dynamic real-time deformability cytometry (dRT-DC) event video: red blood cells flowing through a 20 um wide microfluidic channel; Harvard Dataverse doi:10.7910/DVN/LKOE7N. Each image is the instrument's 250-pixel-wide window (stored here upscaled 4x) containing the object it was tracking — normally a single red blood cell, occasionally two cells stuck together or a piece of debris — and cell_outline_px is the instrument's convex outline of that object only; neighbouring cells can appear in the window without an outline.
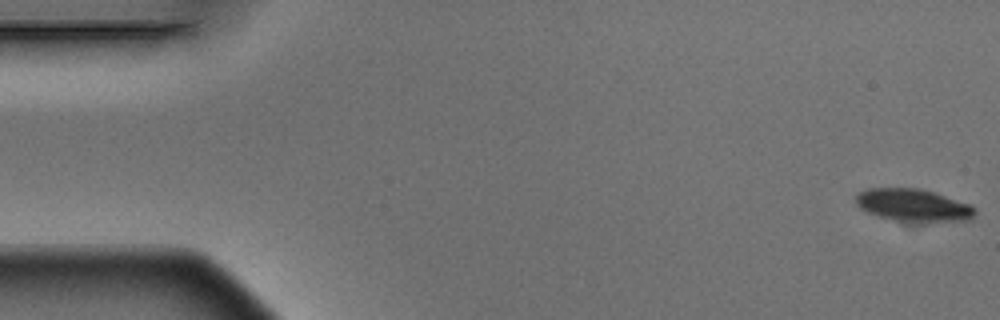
{"species": "Egyptian fruit bat (a non-hibernating species)", "species_latin": "Rousettus aegyptiacus", "temperature_condition": "warm", "stored_images_in_passage": 6, "camera_frame_rate_fps": 3000, "um_per_image_px": 0.085, "animal": {"sex": "male"}, "frame": {"image": 1, "passage_image": 1, "time_ms": 0.0, "image_size_px": [1000, 320], "cell_outline_px": [[976, 212], [968, 220], [916, 224], [904, 224], [868, 212], [860, 208], [856, 204], [856, 196], [860, 192], [868, 188], [920, 188], [968, 204], [976, 208]], "centroid_in_image_um": [77.62, 17.49], "position_along_channel_um": 7.4, "area_um2": 23.0}}